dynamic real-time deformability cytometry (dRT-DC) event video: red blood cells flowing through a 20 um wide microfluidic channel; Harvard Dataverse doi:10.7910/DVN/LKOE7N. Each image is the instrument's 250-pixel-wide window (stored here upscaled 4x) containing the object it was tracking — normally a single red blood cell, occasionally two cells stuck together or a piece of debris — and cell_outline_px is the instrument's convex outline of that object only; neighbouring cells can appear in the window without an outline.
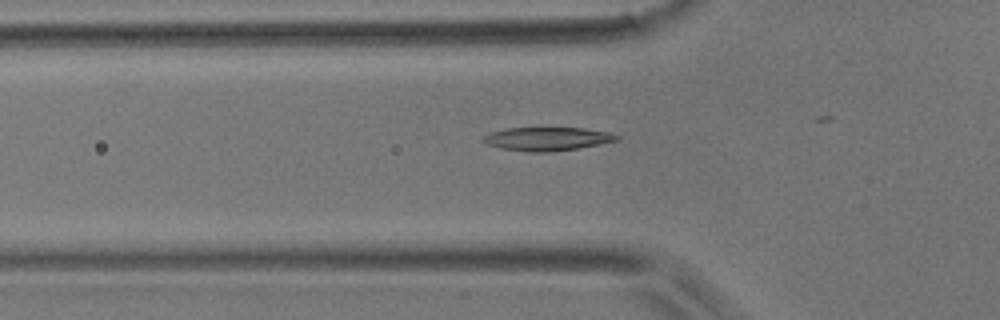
{"species": "common noctule bat (a hibernating species)", "species_latin": "Nyctalus noctula", "temperature_condition": "room temperature", "stored_images_in_passage": 7, "camera_frame_rate_fps": 3000, "um_per_image_px": 0.085, "animal": {"sex": "male", "body_mass_g": 17.9}, "frame": {"image": 1, "passage_image": 5, "time_ms": 1.333, "image_size_px": [1000, 320], "cell_outline_px": [[620, 140], [576, 148], [552, 152], [532, 152], [500, 148], [488, 144], [480, 140], [484, 136], [492, 132], [508, 128], [584, 128], [608, 132], [620, 136]], "centroid_in_image_um": [46.52, 11.8], "position_along_channel_um": 79.3, "area_um2": 18.09}}